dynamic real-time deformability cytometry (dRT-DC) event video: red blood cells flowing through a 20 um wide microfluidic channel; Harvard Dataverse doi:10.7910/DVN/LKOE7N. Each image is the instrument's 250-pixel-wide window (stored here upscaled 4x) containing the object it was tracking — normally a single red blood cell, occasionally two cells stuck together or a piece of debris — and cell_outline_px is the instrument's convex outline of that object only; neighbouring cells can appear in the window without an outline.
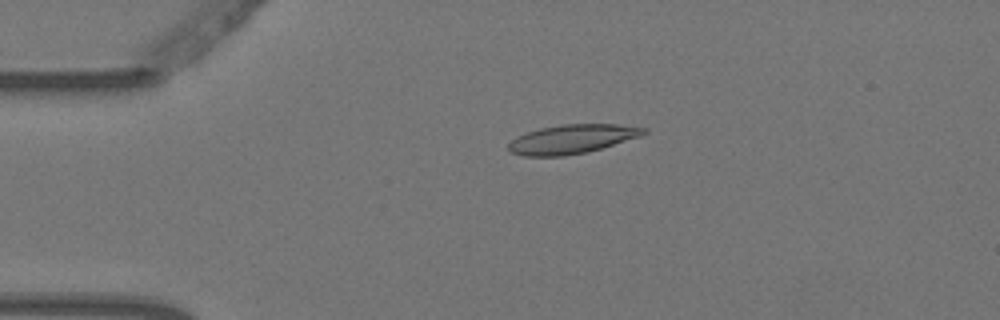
{"species": "Egyptian fruit bat (a non-hibernating species)", "species_latin": "Rousettus aegyptiacus", "temperature_condition": "warm", "stored_images_in_passage": 5, "camera_frame_rate_fps": 3000, "um_per_image_px": 0.085, "animal": {"sex": "female"}, "frame": {"image": 1, "passage_image": 4, "time_ms": 1.0, "image_size_px": [1000, 320], "cell_outline_px": [[648, 132], [640, 136], [588, 152], [564, 156], [524, 156], [512, 152], [508, 148], [508, 144], [512, 140], [528, 132], [540, 128], [560, 124], [616, 124], [648, 128]], "centroid_in_image_um": [48.65, 11.82], "position_along_channel_um": 36.4, "area_um2": 22.72}}